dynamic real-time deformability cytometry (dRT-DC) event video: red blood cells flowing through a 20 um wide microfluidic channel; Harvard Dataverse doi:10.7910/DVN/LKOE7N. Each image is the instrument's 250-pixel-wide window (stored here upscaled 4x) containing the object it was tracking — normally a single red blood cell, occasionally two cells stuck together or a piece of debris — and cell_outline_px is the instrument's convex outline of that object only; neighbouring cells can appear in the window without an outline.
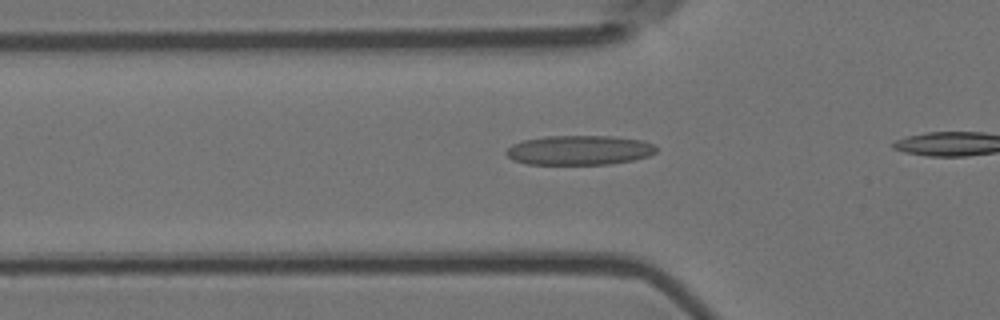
{"species": "Egyptian fruit bat (a non-hibernating species)", "species_latin": "Rousettus aegyptiacus", "temperature_condition": "room temperature", "stored_images_in_passage": 9, "camera_frame_rate_fps": 3000, "um_per_image_px": 0.085, "animal": {"sex": "female"}, "frame": {"image": 1, "passage_image": 3, "time_ms": 0.667, "image_size_px": [1000, 320], "cell_outline_px": [[656, 152], [648, 156], [632, 160], [608, 164], [528, 164], [512, 160], [504, 152], [512, 144], [524, 140], [544, 136], [608, 136], [644, 140], [652, 144], [656, 148]], "centroid_in_image_um": [49.21, 12.76], "position_along_channel_um": 76.6, "area_um2": 25.78}}
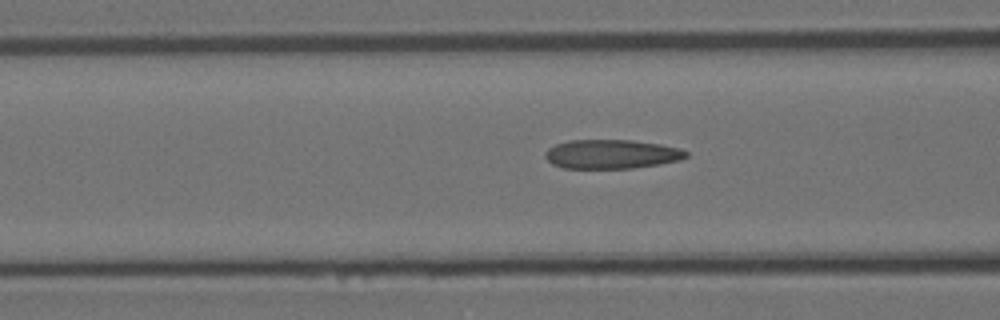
{"frame": {"image": 2, "passage_image": 6, "time_ms": 1.667, "image_size_px": [1000, 320], "cell_outline_px": [[688, 156], [680, 160], [660, 164], [632, 168], [564, 168], [552, 164], [544, 156], [544, 152], [548, 148], [556, 144], [568, 140], [632, 140], [660, 144], [680, 148], [688, 152]], "centroid_in_image_um": [51.98, 13.1], "position_along_channel_um": 114.6, "area_um2": 23.99}}